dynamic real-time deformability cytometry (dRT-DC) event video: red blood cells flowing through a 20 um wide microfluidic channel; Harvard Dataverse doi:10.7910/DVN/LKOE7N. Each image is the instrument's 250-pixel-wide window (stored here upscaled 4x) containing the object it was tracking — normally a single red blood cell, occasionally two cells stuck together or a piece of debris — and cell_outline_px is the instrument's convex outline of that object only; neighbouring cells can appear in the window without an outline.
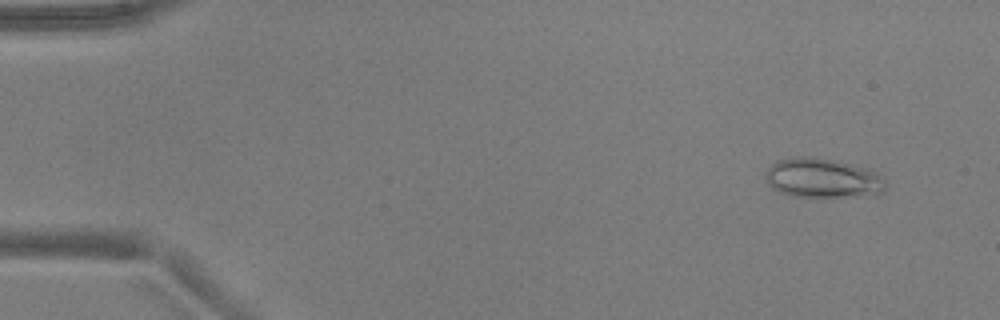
{"species": "common noctule bat (a hibernating species)", "species_latin": "Nyctalus noctula", "temperature_condition": "warm", "stored_images_in_passage": 51, "camera_frame_rate_fps": 3000, "um_per_image_px": 0.085, "animal": {"sex": "male", "body_mass_g": 17.9, "forearm_length_mm": 54.2}, "frame": {"image": 1, "passage_image": 4, "time_ms": 1.0, "image_size_px": [1000, 320], "cell_outline_px": [[884, 192], [840, 196], [792, 196], [780, 192], [772, 188], [768, 184], [768, 168], [776, 160], [800, 156], [808, 156], [832, 160], [868, 168], [884, 180]], "centroid_in_image_um": [69.87, 15.12], "position_along_channel_um": 15.1, "area_um2": 26.76}}
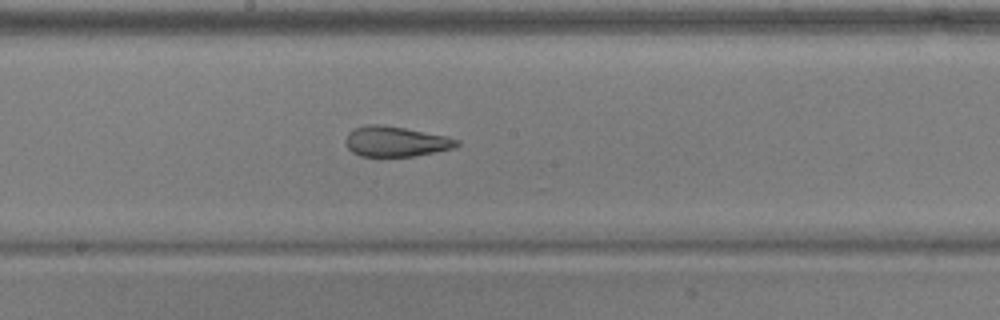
{"frame": {"image": 2, "passage_image": 28, "time_ms": 9.0, "image_size_px": [1000, 320], "cell_outline_px": [[460, 144], [456, 148], [416, 156], [360, 156], [352, 152], [348, 148], [344, 140], [348, 132], [352, 128], [368, 124], [384, 124], [448, 136], [460, 140]], "centroid_in_image_um": [33.65, 12.02], "position_along_channel_um": 214.5, "area_um2": 20.0}}
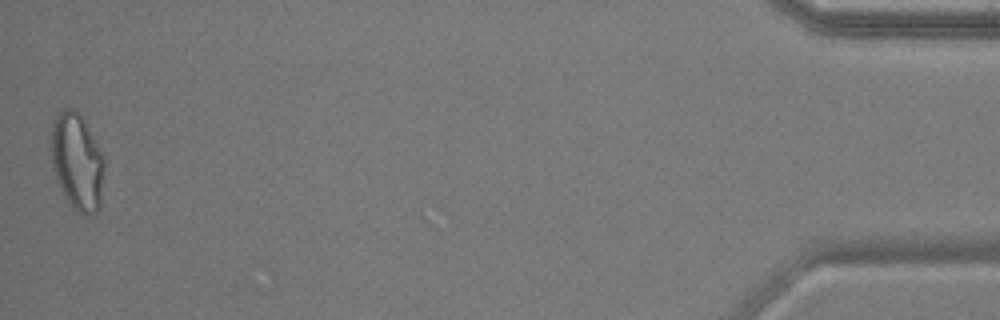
{"frame": {"image": 3, "passage_image": 51, "time_ms": 16.667, "image_size_px": [1000, 320], "cell_outline_px": [[104, 168], [100, 208], [92, 216], [84, 216], [68, 204], [56, 180], [52, 168], [48, 144], [52, 120], [56, 112], [60, 108], [72, 108], [84, 120], [104, 160]], "centroid_in_image_um": [6.48, 13.75], "position_along_channel_um": 428.7, "area_um2": 30.81}, "authors_computed_cell_mechanics": {"area_um2": 23.409, "velocity_mm_per_s": 3.9242, "shape_relaxation_time_tau1_ms": 7.6668, "shape_relaxation_time_tau2_ms": 1.7333, "deformation_change_tau1": 0.2182, "deformation_change_tau2": 0.0893}}